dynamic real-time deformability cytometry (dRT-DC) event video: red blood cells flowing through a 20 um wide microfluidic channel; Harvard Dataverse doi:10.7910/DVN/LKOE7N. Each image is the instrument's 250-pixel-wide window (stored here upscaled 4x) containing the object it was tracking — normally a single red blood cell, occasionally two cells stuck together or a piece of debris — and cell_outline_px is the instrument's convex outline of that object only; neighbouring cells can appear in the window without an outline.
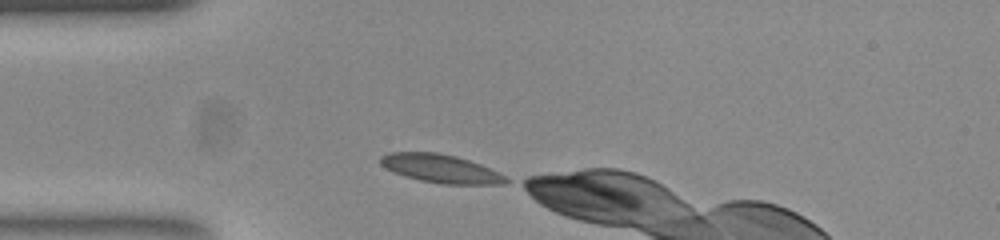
{"species": "common noctule bat (a hibernating species)", "species_latin": "Nyctalus noctula", "temperature_condition": "room temperature", "stored_images_in_passage": 34, "camera_frame_rate_fps": 3000, "um_per_image_px": 0.085, "animal": {"sex": "female", "body_mass_g": 23.0, "forearm_length_mm": 53.4}, "frame": {"image": 1, "passage_image": 1, "time_ms": 0.0, "image_size_px": [1000, 240], "cell_outline_px": [[508, 180], [500, 184], [444, 184], [420, 180], [404, 176], [392, 172], [380, 164], [380, 156], [388, 152], [436, 152], [456, 156], [480, 164], [504, 176]], "centroid_in_image_um": [37.37, 14.32], "position_along_channel_um": 47.6, "area_um2": 20.52}}
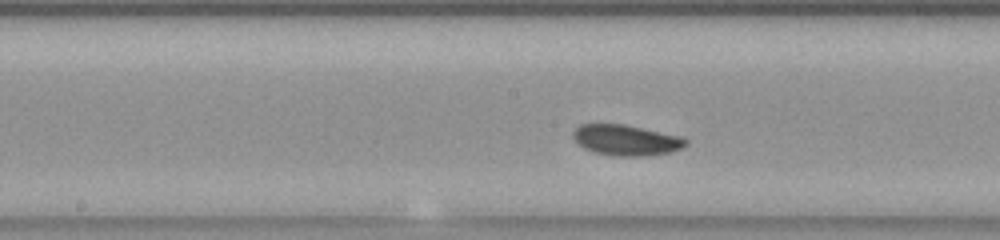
{"frame": {"image": 2, "passage_image": 14, "time_ms": 4.333, "image_size_px": [1000, 240], "cell_outline_px": [[688, 144], [680, 148], [668, 152], [644, 156], [620, 156], [596, 152], [584, 148], [572, 136], [572, 132], [580, 124], [624, 124], [680, 136], [688, 140]], "centroid_in_image_um": [53.22, 11.9], "position_along_channel_um": 195.0, "area_um2": 19.83}}
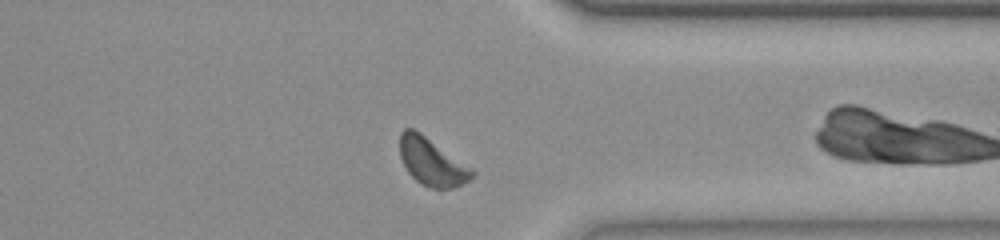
{"frame": {"image": 3, "passage_image": 29, "time_ms": 9.333, "image_size_px": [1000, 240], "cell_outline_px": [[476, 172], [468, 180], [452, 188], [432, 188], [416, 180], [408, 172], [400, 156], [400, 132], [404, 128], [412, 128], [420, 132], [472, 168]], "centroid_in_image_um": [36.69, 13.73], "position_along_channel_um": 374.7, "area_um2": 19.59}, "authors_computed_cell_mechanics": {"area_um2": 19.5942, "velocity_mm_per_s": 3.7034, "shape_relaxation_time_tau1_ms": 3.9836, "shape_relaxation_time_tau2_ms": null, "deformation_change_tau1": 0.0933, "deformation_change_tau2": null}}